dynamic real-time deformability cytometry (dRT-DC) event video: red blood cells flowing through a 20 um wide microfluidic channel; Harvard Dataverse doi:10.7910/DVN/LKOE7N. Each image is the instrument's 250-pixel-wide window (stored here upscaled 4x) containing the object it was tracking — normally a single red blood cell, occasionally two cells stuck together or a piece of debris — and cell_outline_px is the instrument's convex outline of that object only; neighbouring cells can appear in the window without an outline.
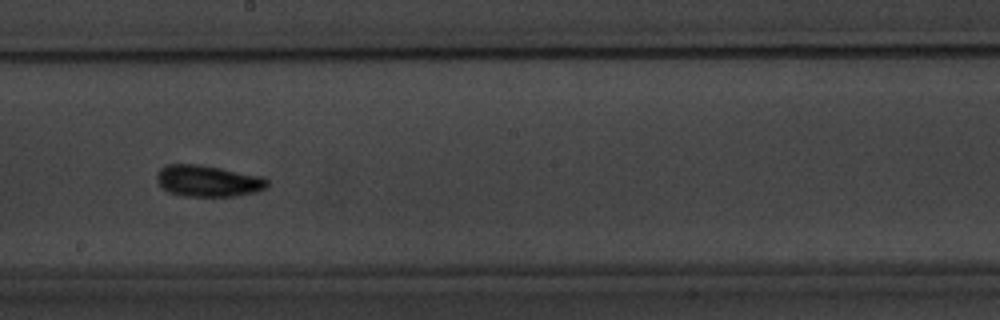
{"species": "common noctule bat (a hibernating species)", "species_latin": "Nyctalus noctula", "temperature_condition": "warm", "stored_images_in_passage": 16, "camera_frame_rate_fps": 3000, "um_per_image_px": 0.085, "animal": {"sex": "male", "body_mass_g": 20.1, "forearm_length_mm": 53.5}, "frame": {"image": 1, "passage_image": 10, "time_ms": 11.333, "image_size_px": [1000, 320], "cell_outline_px": [[268, 188], [256, 192], [236, 196], [184, 196], [172, 192], [164, 188], [160, 184], [160, 172], [164, 168], [172, 164], [200, 164], [260, 176], [268, 180]], "centroid_in_image_um": [17.79, 15.39], "position_along_channel_um": 230.4, "area_um2": 19.65}}
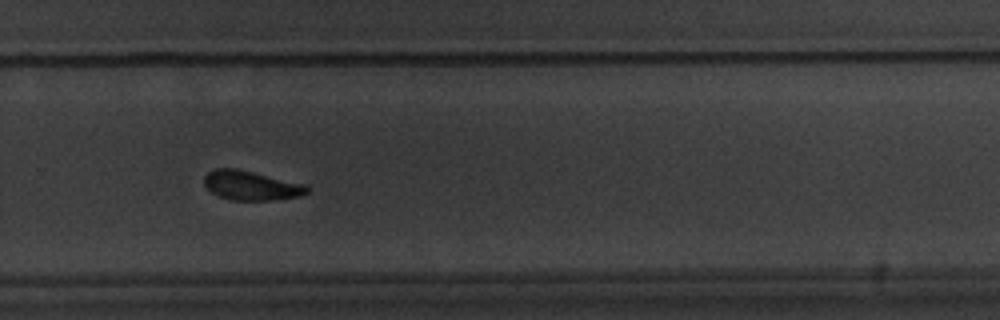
{"frame": {"image": 2, "passage_image": 12, "time_ms": 13.667, "image_size_px": [1000, 320], "cell_outline_px": [[308, 192], [300, 196], [272, 200], [232, 200], [220, 196], [212, 192], [204, 184], [204, 176], [208, 172], [216, 168], [236, 168], [308, 184]], "centroid_in_image_um": [21.37, 15.76], "position_along_channel_um": 308.4, "area_um2": 17.63}}
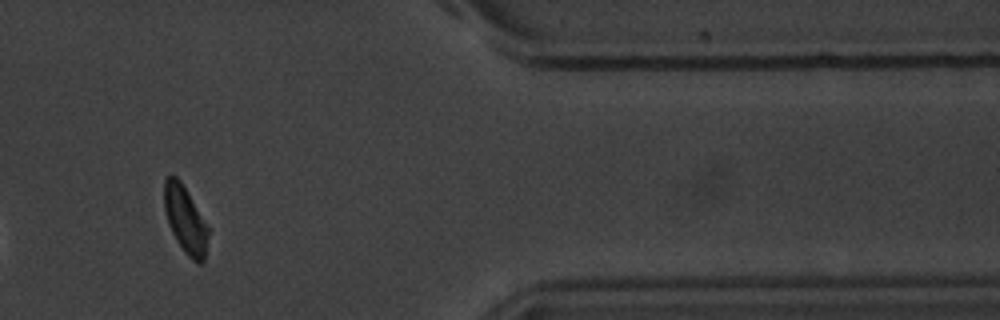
{"frame": {"image": 3, "passage_image": 14, "time_ms": 17.0, "image_size_px": [1000, 320], "cell_outline_px": [[208, 232], [204, 260], [200, 264], [196, 264], [184, 252], [176, 240], [168, 224], [164, 208], [164, 180], [168, 176], [176, 176], [180, 180], [208, 228]], "centroid_in_image_um": [15.72, 18.7], "position_along_channel_um": 395.7, "area_um2": 16.82}, "authors_computed_cell_mechanics": {"area_um2": 18.6694, "velocity_mm_per_s": 3.3633, "shape_relaxation_time_tau1_ms": 1.9772, "shape_relaxation_time_tau2_ms": 6.4741, "deformation_change_tau1": 0.0716, "deformation_change_tau2": 0.0881}}